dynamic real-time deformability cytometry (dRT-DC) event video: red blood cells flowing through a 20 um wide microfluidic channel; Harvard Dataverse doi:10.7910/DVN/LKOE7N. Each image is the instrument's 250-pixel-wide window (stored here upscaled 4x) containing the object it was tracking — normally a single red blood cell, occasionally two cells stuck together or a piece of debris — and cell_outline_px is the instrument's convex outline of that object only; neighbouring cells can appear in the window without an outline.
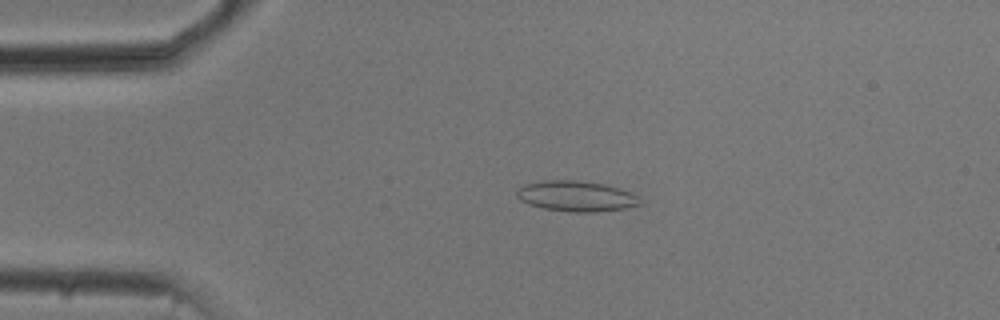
{"species": "common noctule bat (a hibernating species)", "species_latin": "Nyctalus noctula", "temperature_condition": "cold", "stored_images_in_passage": 54, "camera_frame_rate_fps": 3000, "um_per_image_px": 0.085, "animal": {"sex": "male", "body_mass_g": 20.5, "forearm_length_mm": 52.5}, "frame": {"image": 1, "passage_image": 12, "time_ms": 3.667, "image_size_px": [1000, 320], "cell_outline_px": [[644, 204], [624, 208], [596, 212], [572, 212], [544, 208], [528, 204], [520, 200], [516, 196], [516, 192], [524, 184], [540, 180], [580, 180], [604, 184], [620, 188], [632, 192]], "centroid_in_image_um": [48.98, 16.66], "position_along_channel_um": 36.0, "area_um2": 22.08}}
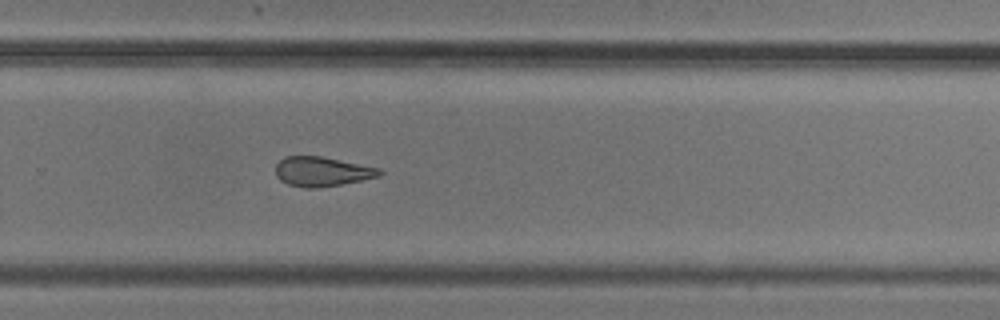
{"frame": {"image": 2, "passage_image": 36, "time_ms": 11.667, "image_size_px": [1000, 320], "cell_outline_px": [[384, 172], [380, 176], [320, 188], [304, 188], [288, 184], [280, 180], [276, 176], [276, 164], [284, 156], [320, 156], [380, 168]], "centroid_in_image_um": [27.35, 14.58], "position_along_channel_um": 302.4, "area_um2": 17.86}}
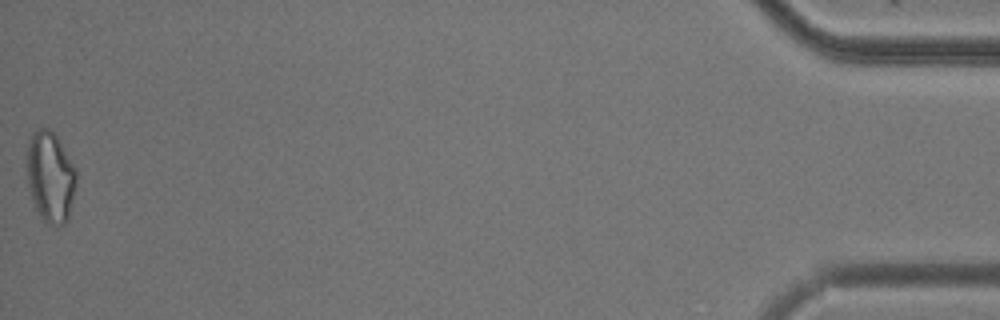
{"frame": {"image": 3, "passage_image": 54, "time_ms": 17.667, "image_size_px": [1000, 320], "cell_outline_px": [[76, 184], [68, 220], [64, 224], [48, 224], [40, 216], [36, 208], [28, 184], [24, 160], [28, 144], [32, 132], [40, 128], [48, 128], [56, 136], [76, 168]], "centroid_in_image_um": [4.26, 15.0], "position_along_channel_um": 430.9, "area_um2": 26.24}, "authors_computed_cell_mechanics": {"area_um2": 20.519, "velocity_mm_per_s": 3.7647, "shape_relaxation_time_tau1_ms": 11.2194, "shape_relaxation_time_tau2_ms": 1.9111, "deformation_change_tau1": 0.2209, "deformation_change_tau2": 0.0955}}